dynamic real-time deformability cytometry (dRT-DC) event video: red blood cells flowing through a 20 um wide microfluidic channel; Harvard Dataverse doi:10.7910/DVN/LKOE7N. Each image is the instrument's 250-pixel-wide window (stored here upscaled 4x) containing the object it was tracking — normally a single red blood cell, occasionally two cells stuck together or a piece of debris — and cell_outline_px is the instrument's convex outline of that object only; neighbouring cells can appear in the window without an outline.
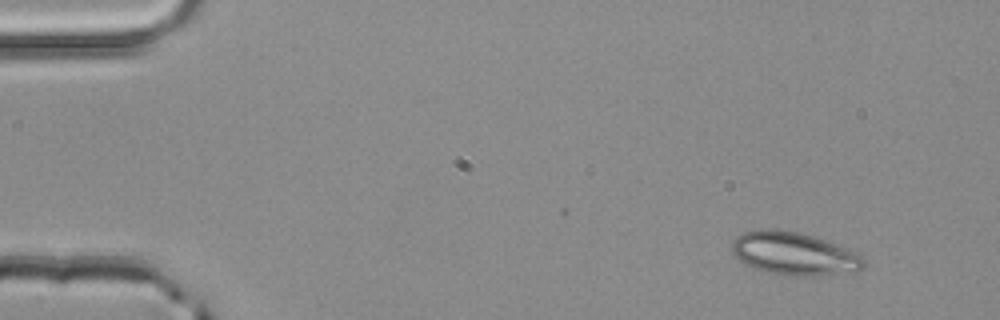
{"species": "common noctule bat (a hibernating species)", "species_latin": "Nyctalus noctula", "temperature_condition": "room temperature", "stored_images_in_passage": 17, "camera_frame_rate_fps": 3000, "um_per_image_px": 0.085, "animal": {"sex": "male", "body_mass_g": 20.4}, "frame": {"image": 1, "passage_image": 1, "time_ms": 0.0, "image_size_px": [1000, 320], "cell_outline_px": [[864, 264], [856, 272], [832, 276], [796, 276], [768, 272], [744, 264], [732, 252], [732, 240], [736, 236], [744, 232], [760, 228], [780, 228], [800, 232], [848, 248], [856, 252], [864, 260]], "centroid_in_image_um": [67.5, 21.55], "position_along_channel_um": 17.5, "area_um2": 33.41}}